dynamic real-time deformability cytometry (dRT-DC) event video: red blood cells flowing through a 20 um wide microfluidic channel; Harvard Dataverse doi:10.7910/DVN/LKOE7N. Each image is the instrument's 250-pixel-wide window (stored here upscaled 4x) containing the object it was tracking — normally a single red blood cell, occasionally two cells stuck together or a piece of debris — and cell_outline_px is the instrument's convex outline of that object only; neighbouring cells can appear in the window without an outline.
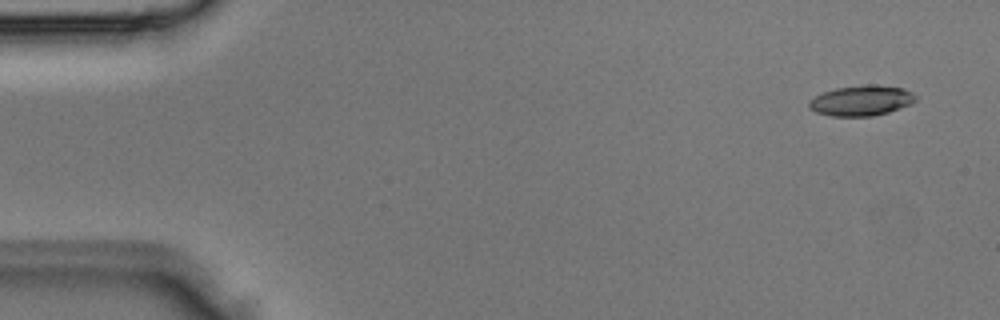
{"species": "Egyptian fruit bat (a non-hibernating species)", "species_latin": "Rousettus aegyptiacus", "temperature_condition": "room temperature", "stored_images_in_passage": 4, "camera_frame_rate_fps": 3000, "um_per_image_px": 0.085, "animal": {"sex": "male"}, "frame": {"image": 1, "passage_image": 1, "time_ms": 0.0, "image_size_px": [1000, 320], "cell_outline_px": [[916, 100], [912, 104], [888, 112], [872, 116], [832, 116], [816, 112], [808, 108], [808, 100], [824, 92], [836, 88], [864, 84], [876, 84], [904, 88], [912, 92], [916, 96]], "centroid_in_image_um": [73.23, 8.54], "position_along_channel_um": 11.8, "area_um2": 19.02}}